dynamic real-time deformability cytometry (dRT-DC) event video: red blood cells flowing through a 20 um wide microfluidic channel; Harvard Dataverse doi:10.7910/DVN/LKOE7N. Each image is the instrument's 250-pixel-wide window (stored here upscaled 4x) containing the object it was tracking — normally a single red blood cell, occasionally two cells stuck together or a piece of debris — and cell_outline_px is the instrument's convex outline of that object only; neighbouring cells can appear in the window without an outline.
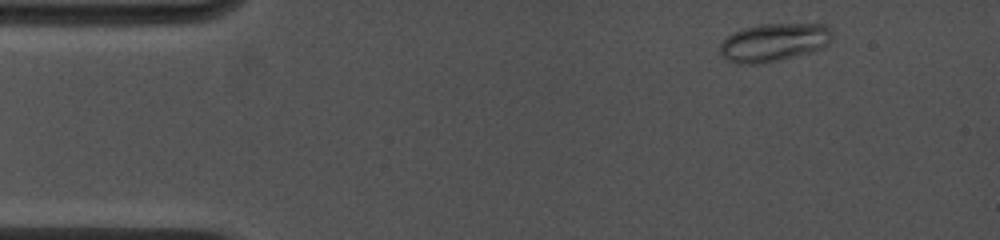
{"species": "common noctule bat (a hibernating species)", "species_latin": "Nyctalus noctula", "temperature_condition": "cold", "stored_images_in_passage": 3, "camera_frame_rate_fps": 4500, "um_per_image_px": 0.085, "animal": {"sex": "female", "body_mass_g": 19.0, "forearm_length_mm": 53.3}, "frame": {"image": 1, "passage_image": 1, "time_ms": 0.0, "image_size_px": [1000, 240], "cell_outline_px": [[832, 36], [828, 44], [812, 52], [764, 64], [736, 64], [720, 56], [720, 44], [732, 32], [744, 28], [760, 24], [828, 24], [832, 28]], "centroid_in_image_um": [65.78, 3.61], "position_along_channel_um": 19.2, "area_um2": 25.26}}